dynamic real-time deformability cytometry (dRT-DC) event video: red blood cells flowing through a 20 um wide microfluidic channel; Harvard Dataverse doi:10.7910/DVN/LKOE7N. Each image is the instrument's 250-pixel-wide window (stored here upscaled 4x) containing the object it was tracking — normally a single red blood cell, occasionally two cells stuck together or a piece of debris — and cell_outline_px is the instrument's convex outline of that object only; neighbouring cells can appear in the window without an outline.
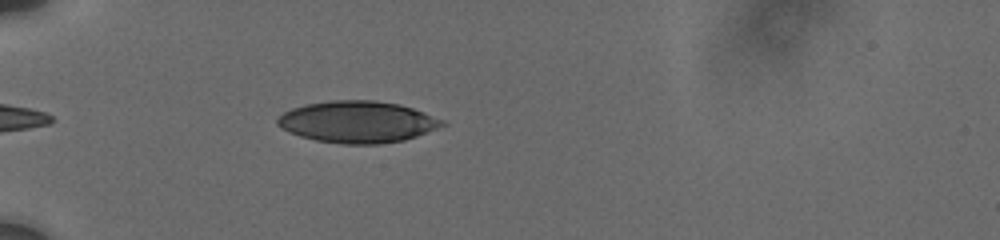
{"species": "human", "species_latin": "Homo sapiens", "temperature_condition": "cold", "stored_images_in_passage": 12, "camera_frame_rate_fps": 3000, "um_per_image_px": 0.085, "donor": {"sex": "male"}, "frame": {"image": 1, "passage_image": 1, "time_ms": 0.0, "image_size_px": [1000, 240], "cell_outline_px": [[448, 124], [416, 136], [404, 140], [380, 144], [344, 144], [316, 140], [300, 136], [288, 132], [276, 124], [276, 120], [284, 112], [292, 108], [304, 104], [332, 100], [372, 100], [400, 104], [424, 112], [444, 120]], "centroid_in_image_um": [30.39, 10.36], "position_along_channel_um": 54.6, "area_um2": 40.06}}
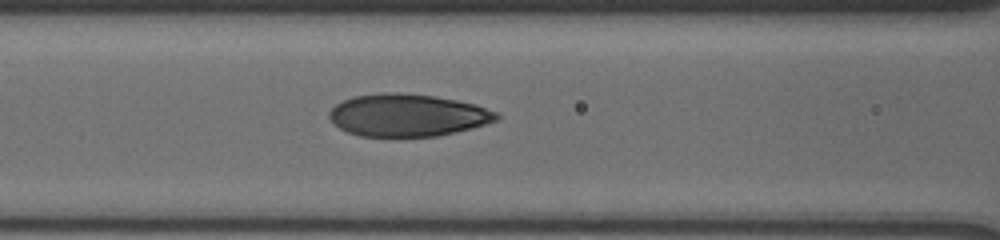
{"frame": {"image": 2, "passage_image": 7, "time_ms": 2.667, "image_size_px": [1000, 240], "cell_outline_px": [[500, 116], [496, 120], [472, 128], [436, 136], [360, 136], [348, 132], [340, 128], [328, 116], [328, 112], [336, 104], [352, 96], [384, 92], [396, 92], [436, 96], [476, 104], [496, 112]], "centroid_in_image_um": [34.63, 9.78], "position_along_channel_um": 132.0, "area_um2": 41.15}}
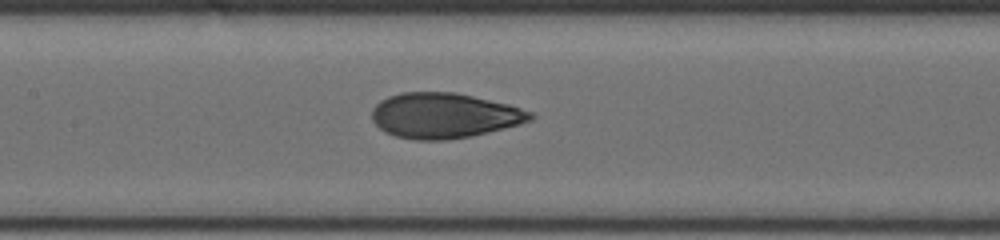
{"frame": {"image": 3, "passage_image": 10, "time_ms": 3.667, "image_size_px": [1000, 240], "cell_outline_px": [[536, 116], [532, 120], [520, 124], [472, 136], [448, 140], [416, 140], [396, 136], [384, 132], [372, 120], [372, 108], [380, 100], [388, 96], [400, 92], [456, 92], [508, 104], [532, 112]], "centroid_in_image_um": [37.74, 9.82], "position_along_channel_um": 169.7, "area_um2": 41.96}}